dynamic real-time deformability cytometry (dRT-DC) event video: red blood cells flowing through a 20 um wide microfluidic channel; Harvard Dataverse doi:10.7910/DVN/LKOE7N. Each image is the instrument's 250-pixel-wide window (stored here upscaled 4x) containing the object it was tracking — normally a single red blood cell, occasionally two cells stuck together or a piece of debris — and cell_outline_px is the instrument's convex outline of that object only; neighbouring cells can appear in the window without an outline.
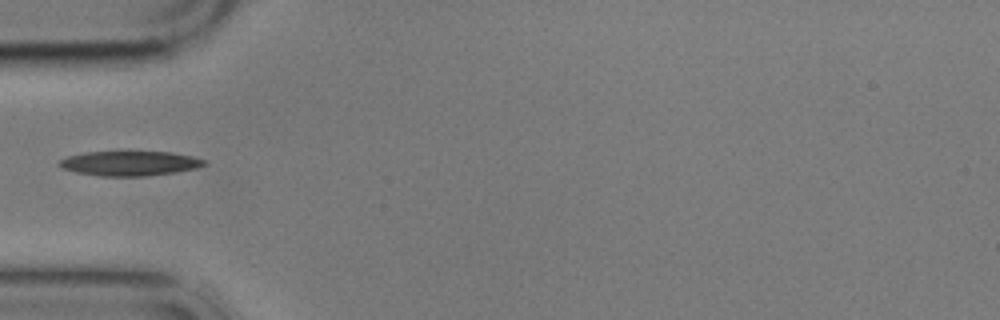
{"species": "common noctule bat (a hibernating species)", "species_latin": "Nyctalus noctula", "temperature_condition": "cold", "stored_images_in_passage": 2, "camera_frame_rate_fps": 3000, "um_per_image_px": 0.085, "animal": {"sex": "male", "body_mass_g": 17.9}, "frame": {"image": 1, "passage_image": 1, "time_ms": 0.0, "image_size_px": [1000, 320], "cell_outline_px": [[208, 164], [196, 168], [172, 172], [144, 176], [100, 176], [76, 172], [60, 168], [56, 164], [60, 160], [68, 156], [84, 152], [168, 152], [192, 156], [204, 160]], "centroid_in_image_um": [10.97, 13.88], "position_along_channel_um": 74.0, "area_um2": 20.69}}
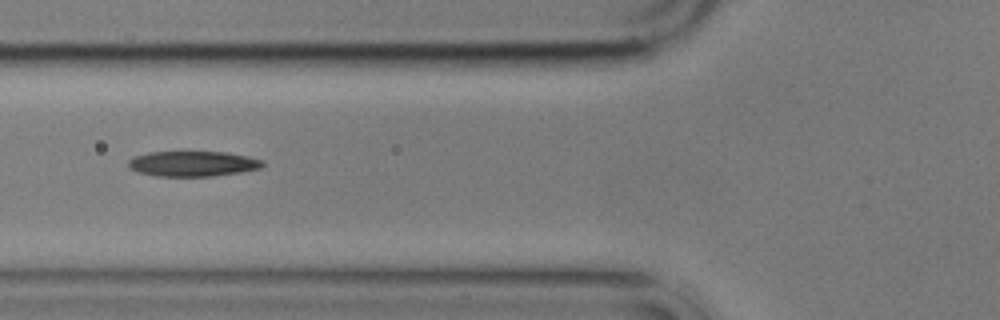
{"frame": {"image": 2, "passage_image": 2, "time_ms": 1.0, "image_size_px": [1000, 320], "cell_outline_px": [[264, 164], [260, 168], [240, 172], [212, 176], [156, 176], [136, 172], [128, 168], [128, 160], [136, 156], [152, 152], [224, 152], [248, 156], [264, 160]], "centroid_in_image_um": [16.38, 13.92], "position_along_channel_um": 109.4, "area_um2": 19.77}}